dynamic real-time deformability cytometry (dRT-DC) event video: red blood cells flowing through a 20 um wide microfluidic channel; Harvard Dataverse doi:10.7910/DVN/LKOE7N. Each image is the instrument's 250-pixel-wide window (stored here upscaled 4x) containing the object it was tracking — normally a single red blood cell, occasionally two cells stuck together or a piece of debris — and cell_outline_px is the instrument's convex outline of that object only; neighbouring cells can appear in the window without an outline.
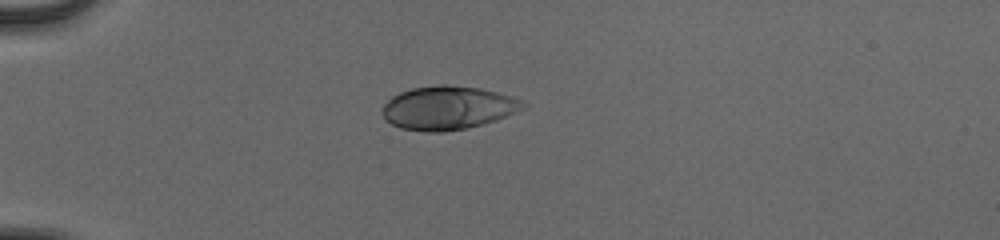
{"species": "human", "species_latin": "Homo sapiens", "temperature_condition": "cold", "stored_images_in_passage": 39, "camera_frame_rate_fps": 3000, "um_per_image_px": 0.085, "donor": {"sex": "male"}, "frame": {"image": 1, "passage_image": 1, "time_ms": 0.0, "image_size_px": [1000, 240], "cell_outline_px": [[528, 104], [524, 108], [504, 116], [468, 128], [444, 132], [424, 132], [400, 128], [384, 120], [384, 104], [392, 96], [400, 92], [412, 88], [440, 84], [448, 84], [480, 88], [512, 96], [524, 100]], "centroid_in_image_um": [38.06, 9.16], "position_along_channel_um": 46.9, "area_um2": 35.6}}
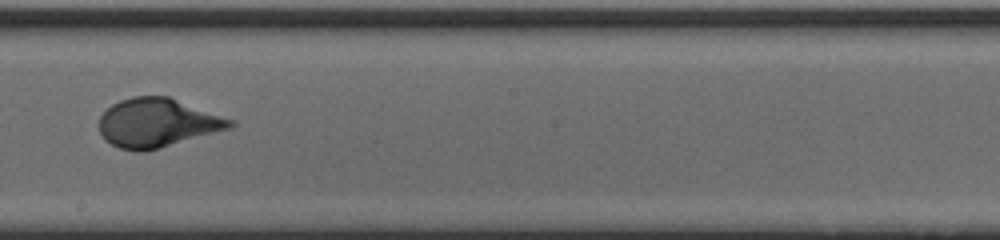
{"frame": {"image": 2, "passage_image": 18, "time_ms": 5.667, "image_size_px": [1000, 240], "cell_outline_px": [[236, 124], [232, 128], [144, 152], [136, 152], [120, 148], [104, 140], [100, 132], [100, 116], [112, 104], [120, 100], [132, 96], [168, 96], [236, 120]], "centroid_in_image_um": [13.4, 10.44], "position_along_channel_um": 234.8, "area_um2": 37.4}}
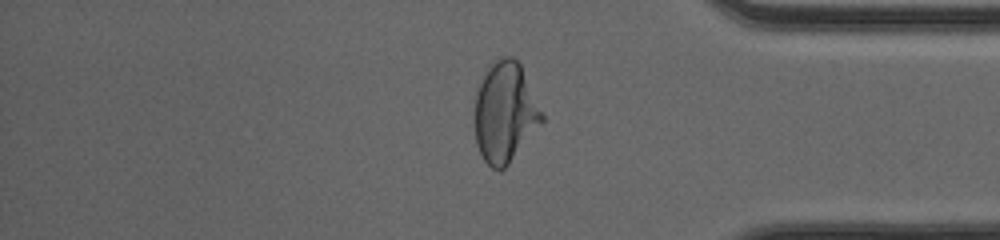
{"frame": {"image": 3, "passage_image": 31, "time_ms": 10.0, "image_size_px": [1000, 240], "cell_outline_px": [[544, 120], [508, 164], [504, 168], [492, 168], [484, 160], [476, 144], [472, 116], [476, 88], [492, 60], [504, 56], [512, 56], [520, 64], [544, 116]], "centroid_in_image_um": [42.86, 9.52], "position_along_channel_um": 392.3, "area_um2": 39.48}}